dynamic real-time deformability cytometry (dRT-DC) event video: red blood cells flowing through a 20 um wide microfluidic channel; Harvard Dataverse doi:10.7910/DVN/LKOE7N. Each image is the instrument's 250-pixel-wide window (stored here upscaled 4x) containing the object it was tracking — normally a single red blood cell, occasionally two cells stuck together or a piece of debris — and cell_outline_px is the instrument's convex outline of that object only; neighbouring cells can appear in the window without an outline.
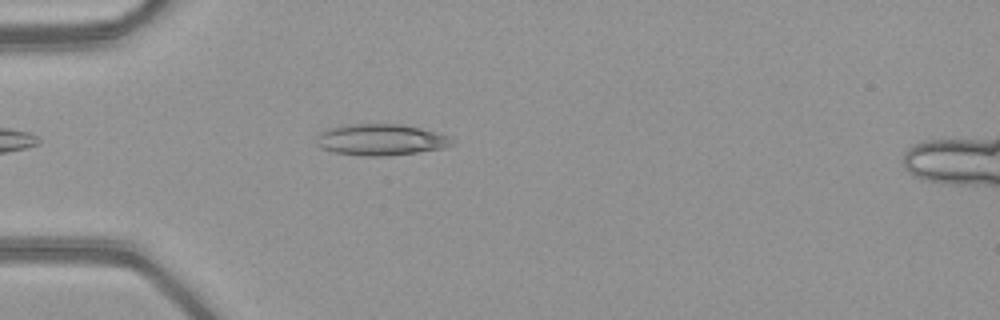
{"species": "common noctule bat (a hibernating species)", "species_latin": "Nyctalus noctula", "temperature_condition": "warm", "stored_images_in_passage": 43, "camera_frame_rate_fps": 3000, "um_per_image_px": 0.085, "animal": {"sex": "female", "body_mass_g": 21.9}, "frame": {"image": 1, "passage_image": 8, "time_ms": 2.333, "image_size_px": [1000, 320], "cell_outline_px": [[452, 144], [444, 148], [416, 152], [384, 156], [360, 156], [336, 152], [320, 148], [316, 144], [316, 136], [320, 132], [328, 128], [348, 124], [400, 124], [420, 128], [436, 132], [448, 136], [452, 140]], "centroid_in_image_um": [32.31, 11.87], "position_along_channel_um": 52.7, "area_um2": 24.68}}
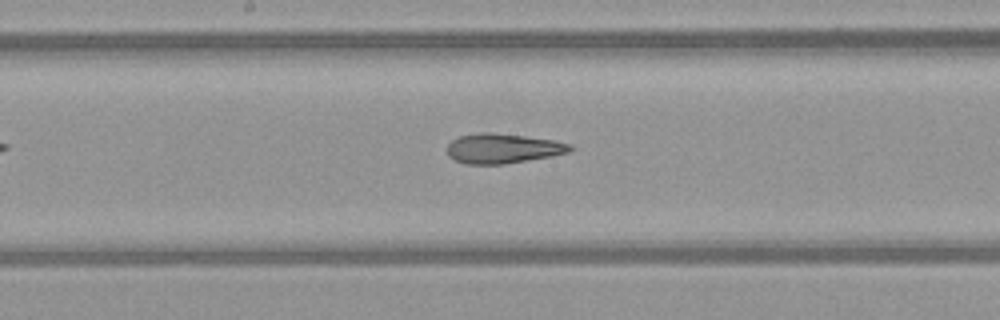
{"frame": {"image": 2, "passage_image": 20, "time_ms": 6.333, "image_size_px": [1000, 320], "cell_outline_px": [[576, 148], [568, 152], [552, 156], [504, 164], [464, 164], [448, 156], [448, 144], [452, 140], [460, 136], [480, 132], [488, 132], [524, 136], [552, 140], [572, 144]], "centroid_in_image_um": [42.75, 12.62], "position_along_channel_um": 205.4, "area_um2": 21.27}}
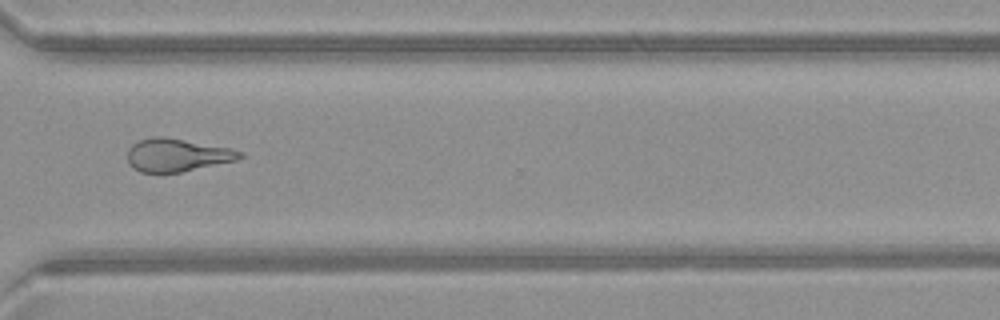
{"frame": {"image": 3, "passage_image": 31, "time_ms": 10.0, "image_size_px": [1000, 320], "cell_outline_px": [[244, 156], [236, 160], [180, 172], [160, 176], [140, 172], [132, 168], [128, 164], [128, 148], [132, 144], [140, 140], [152, 136], [164, 136], [232, 148], [244, 152]], "centroid_in_image_um": [15.01, 13.21], "position_along_channel_um": 355.6, "area_um2": 22.25}, "authors_computed_cell_mechanics": {"area_um2": 22.4842, "velocity_mm_per_s": 4.1018, "shape_relaxation_time_tau1_ms": null, "shape_relaxation_time_tau2_ms": 2.6326, "deformation_change_tau1": null, "deformation_change_tau2": 0.127}}